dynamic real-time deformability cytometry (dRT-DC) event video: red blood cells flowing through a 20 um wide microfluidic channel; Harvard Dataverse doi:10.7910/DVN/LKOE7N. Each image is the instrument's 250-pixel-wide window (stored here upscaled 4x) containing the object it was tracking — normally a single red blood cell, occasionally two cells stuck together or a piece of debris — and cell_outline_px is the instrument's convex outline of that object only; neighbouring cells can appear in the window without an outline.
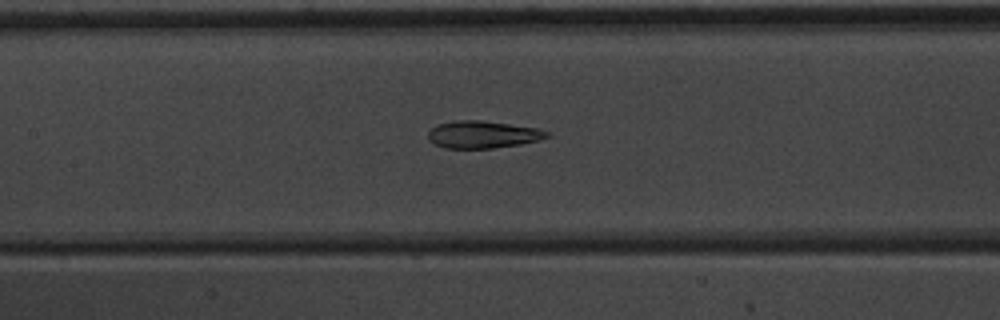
{"species": "common noctule bat (a hibernating species)", "species_latin": "Nyctalus noctula", "temperature_condition": "warm", "stored_images_in_passage": 39, "camera_frame_rate_fps": 3000, "um_per_image_px": 0.085, "animal": {"sex": "male", "body_mass_g": 20.1, "forearm_length_mm": 53.5}, "frame": {"image": 1, "passage_image": 12, "time_ms": 3.667, "image_size_px": [1000, 320], "cell_outline_px": [[548, 136], [536, 140], [520, 144], [492, 148], [444, 148], [428, 140], [428, 132], [436, 124], [456, 120], [480, 120], [536, 128], [548, 132]], "centroid_in_image_um": [40.96, 11.43], "position_along_channel_um": 166.4, "area_um2": 18.61}}
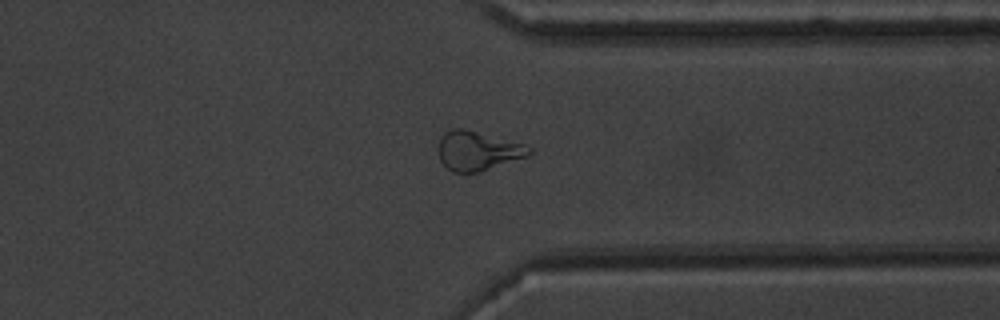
{"frame": {"image": 2, "passage_image": 28, "time_ms": 9.0, "image_size_px": [1000, 320], "cell_outline_px": [[532, 152], [528, 156], [480, 172], [452, 172], [440, 160], [440, 136], [444, 132], [452, 128], [464, 128], [524, 144], [532, 148]], "centroid_in_image_um": [40.62, 12.81], "position_along_channel_um": 370.8, "area_um2": 20.63}}
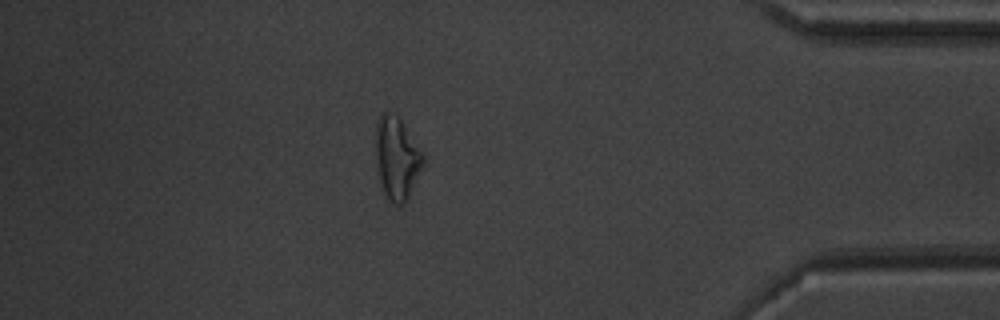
{"frame": {"image": 3, "passage_image": 33, "time_ms": 10.667, "image_size_px": [1000, 320], "cell_outline_px": [[424, 164], [404, 204], [396, 204], [388, 200], [384, 196], [376, 164], [376, 120], [384, 112], [388, 112], [396, 116], [400, 120], [424, 156]], "centroid_in_image_um": [33.7, 13.47], "position_along_channel_um": 401.5, "area_um2": 22.31}, "authors_computed_cell_mechanics": {"area_um2": 19.7098, "velocity_mm_per_s": 3.8574, "shape_relaxation_time_tau1_ms": null, "shape_relaxation_time_tau2_ms": 3.2147, "deformation_change_tau1": null, "deformation_change_tau2": 0.1152}}